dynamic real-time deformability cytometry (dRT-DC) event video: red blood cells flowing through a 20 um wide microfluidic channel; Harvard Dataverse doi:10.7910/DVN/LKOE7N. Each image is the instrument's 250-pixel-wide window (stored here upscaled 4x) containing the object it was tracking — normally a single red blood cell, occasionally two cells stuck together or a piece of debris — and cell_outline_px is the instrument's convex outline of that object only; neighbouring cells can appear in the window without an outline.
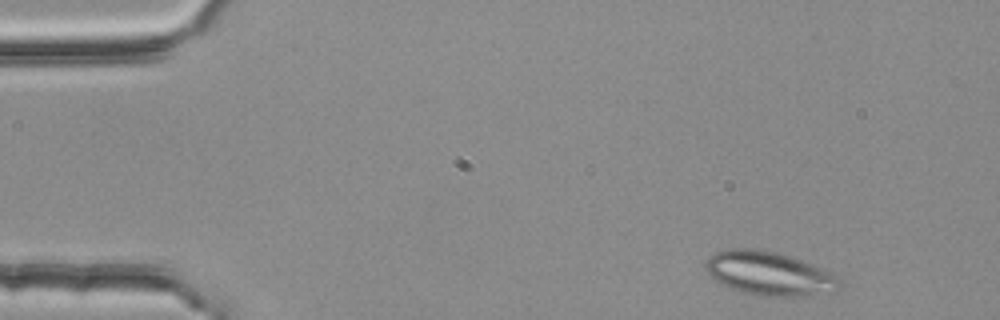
{"species": "common noctule bat (a hibernating species)", "species_latin": "Nyctalus noctula", "temperature_condition": "room temperature", "stored_images_in_passage": 4, "camera_frame_rate_fps": 3000, "um_per_image_px": 0.085, "animal": {"sex": "female", "body_mass_g": 25.1}, "frame": {"image": 1, "passage_image": 1, "time_ms": 0.0, "image_size_px": [1000, 320], "cell_outline_px": [[840, 288], [836, 292], [808, 296], [764, 296], [744, 292], [720, 284], [708, 276], [704, 268], [704, 264], [708, 256], [716, 252], [732, 248], [756, 248], [776, 252], [792, 256], [824, 268], [840, 276]], "centroid_in_image_um": [65.41, 23.24], "position_along_channel_um": 19.6, "area_um2": 34.91}}
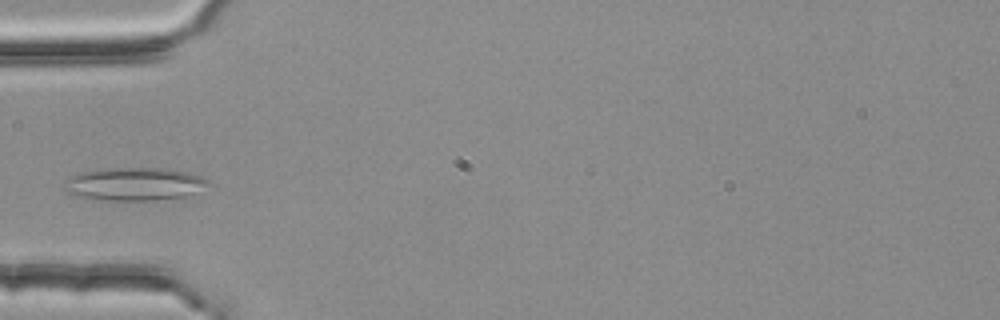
{"frame": {"image": 2, "passage_image": 3, "time_ms": 0.667, "image_size_px": [1000, 320], "cell_outline_px": [[212, 184], [188, 196], [156, 200], [96, 200], [76, 196], [64, 192], [60, 188], [64, 180], [68, 176], [80, 172], [100, 168], [168, 168], [188, 172], [200, 176], [208, 180]], "centroid_in_image_um": [11.34, 15.64], "position_along_channel_um": 73.7, "area_um2": 28.5}}